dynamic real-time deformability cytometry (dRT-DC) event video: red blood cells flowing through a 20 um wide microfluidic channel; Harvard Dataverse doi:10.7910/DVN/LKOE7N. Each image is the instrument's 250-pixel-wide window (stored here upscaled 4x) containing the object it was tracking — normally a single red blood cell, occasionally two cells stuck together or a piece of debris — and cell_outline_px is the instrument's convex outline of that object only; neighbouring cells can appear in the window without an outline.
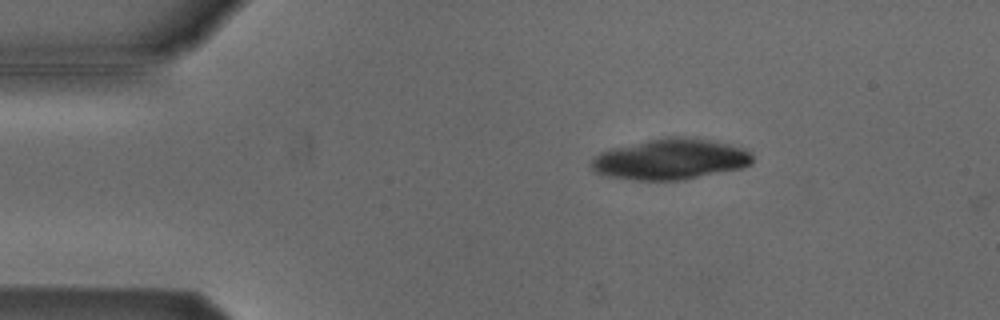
{"species": "Egyptian fruit bat (a non-hibernating species)", "species_latin": "Rousettus aegyptiacus", "temperature_condition": "cold", "stored_images_in_passage": 5, "camera_frame_rate_fps": 3000, "um_per_image_px": 0.085, "animal": {"sex": "male"}, "frame": {"image": 1, "passage_image": 3, "time_ms": 0.667, "image_size_px": [1000, 320], "cell_outline_px": [[752, 164], [744, 168], [684, 180], [636, 180], [604, 176], [596, 172], [592, 168], [592, 156], [608, 148], [664, 136], [684, 136], [712, 140], [744, 148], [752, 152]], "centroid_in_image_um": [56.99, 13.52], "position_along_channel_um": 28.0, "area_um2": 39.02}}